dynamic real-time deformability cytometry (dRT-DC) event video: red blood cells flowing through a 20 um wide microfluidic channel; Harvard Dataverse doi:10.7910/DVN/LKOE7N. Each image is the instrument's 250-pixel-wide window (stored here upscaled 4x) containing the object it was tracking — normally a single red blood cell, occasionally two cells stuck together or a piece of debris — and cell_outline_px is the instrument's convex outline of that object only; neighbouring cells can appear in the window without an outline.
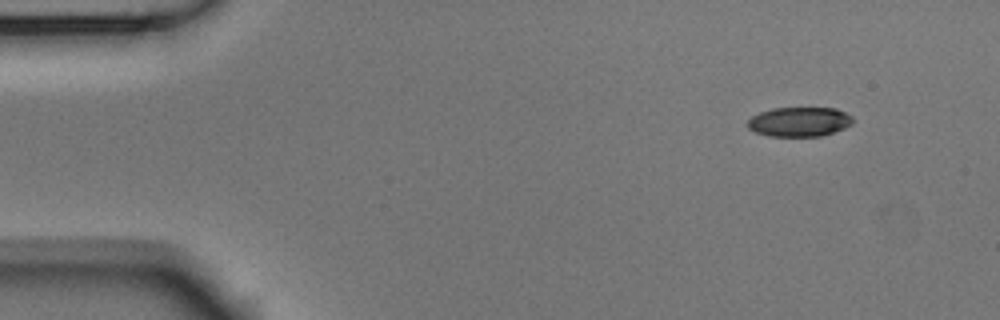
{"species": "Egyptian fruit bat (a non-hibernating species)", "species_latin": "Rousettus aegyptiacus", "temperature_condition": "room temperature", "stored_images_in_passage": 4, "camera_frame_rate_fps": 3000, "um_per_image_px": 0.085, "animal": {"sex": "male"}, "frame": {"image": 1, "passage_image": 1, "time_ms": 0.0, "image_size_px": [1000, 320], "cell_outline_px": [[852, 124], [844, 128], [820, 136], [768, 136], [756, 132], [748, 128], [748, 120], [752, 116], [760, 112], [772, 108], [836, 108], [852, 116]], "centroid_in_image_um": [67.93, 10.35], "position_along_channel_um": 17.1, "area_um2": 17.98}}
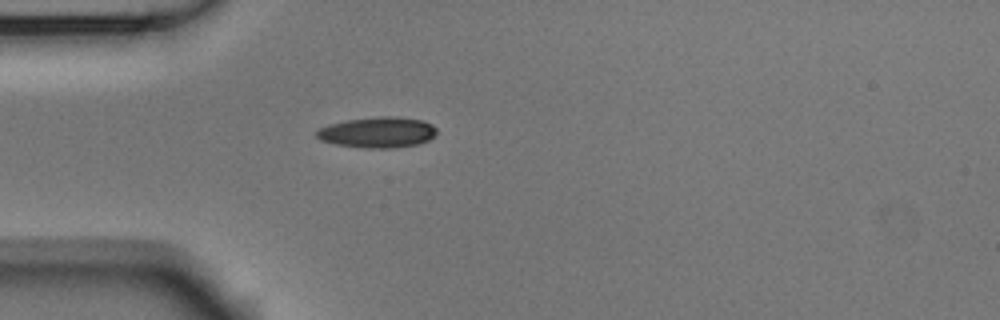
{"frame": {"image": 2, "passage_image": 4, "time_ms": 1.0, "image_size_px": [1000, 320], "cell_outline_px": [[436, 132], [428, 140], [416, 144], [392, 148], [364, 148], [336, 144], [320, 140], [316, 136], [316, 132], [320, 128], [328, 124], [348, 120], [380, 116], [392, 116], [420, 120], [432, 124], [436, 128]], "centroid_in_image_um": [32.07, 11.25], "position_along_channel_um": 52.9, "area_um2": 21.27}}